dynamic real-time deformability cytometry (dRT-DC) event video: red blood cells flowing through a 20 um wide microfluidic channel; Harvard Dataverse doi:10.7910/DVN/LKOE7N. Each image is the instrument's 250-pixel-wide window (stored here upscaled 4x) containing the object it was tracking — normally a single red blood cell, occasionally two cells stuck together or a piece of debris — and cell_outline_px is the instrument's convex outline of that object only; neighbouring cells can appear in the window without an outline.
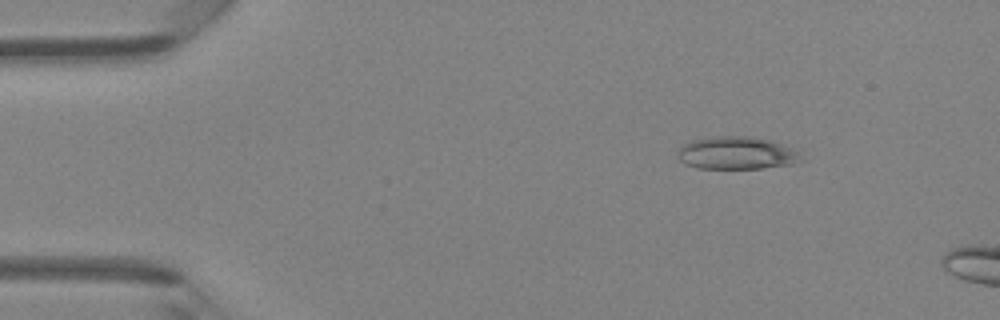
{"species": "Egyptian fruit bat (a non-hibernating species)", "species_latin": "Rousettus aegyptiacus", "temperature_condition": "room temperature", "stored_images_in_passage": 3, "camera_frame_rate_fps": 3000, "um_per_image_px": 0.085, "animal": {"sex": "female"}, "frame": {"image": 1, "passage_image": 2, "time_ms": 0.333, "image_size_px": [1000, 320], "cell_outline_px": [[796, 156], [792, 164], [764, 168], [696, 168], [684, 164], [676, 156], [680, 148], [684, 144], [692, 140], [716, 136], [748, 136], [768, 140], [780, 144], [796, 152]], "centroid_in_image_um": [62.46, 13.01], "position_along_channel_um": 22.5, "area_um2": 22.83}}